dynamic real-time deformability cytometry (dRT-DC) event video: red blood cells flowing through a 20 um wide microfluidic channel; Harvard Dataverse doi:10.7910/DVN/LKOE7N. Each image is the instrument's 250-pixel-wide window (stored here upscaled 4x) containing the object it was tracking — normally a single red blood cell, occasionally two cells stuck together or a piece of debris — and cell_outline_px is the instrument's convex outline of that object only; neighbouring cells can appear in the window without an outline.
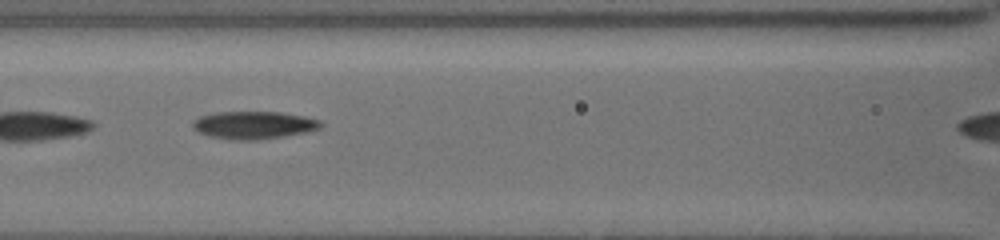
{"species": "common noctule bat (a hibernating species)", "species_latin": "Nyctalus noctula", "temperature_condition": "cold", "stored_images_in_passage": 8, "camera_frame_rate_fps": 3000, "um_per_image_px": 0.085, "animal": {"sex": "female", "body_mass_g": 19.5, "forearm_length_mm": 54.1}, "frame": {"image": 1, "passage_image": 6, "time_ms": 4.333, "image_size_px": [1000, 240], "cell_outline_px": [[324, 124], [320, 128], [304, 132], [280, 136], [252, 140], [232, 140], [208, 136], [192, 128], [192, 120], [200, 116], [216, 112], [280, 112], [304, 116], [320, 120]], "centroid_in_image_um": [21.53, 10.62], "position_along_channel_um": 145.1, "area_um2": 20.52}}